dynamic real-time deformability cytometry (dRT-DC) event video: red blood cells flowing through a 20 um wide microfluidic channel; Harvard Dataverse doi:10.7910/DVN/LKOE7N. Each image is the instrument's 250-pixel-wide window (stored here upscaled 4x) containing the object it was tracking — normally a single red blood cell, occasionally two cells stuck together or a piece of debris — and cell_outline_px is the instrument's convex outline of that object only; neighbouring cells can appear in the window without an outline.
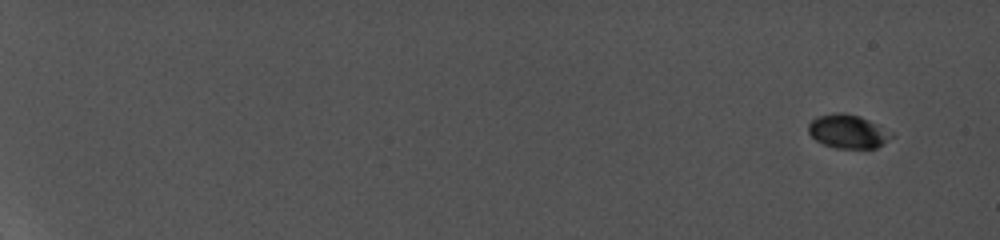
{"species": "common noctule bat (a hibernating species)", "species_latin": "Nyctalus noctula", "temperature_condition": "cold", "stored_images_in_passage": 52, "camera_frame_rate_fps": 5000, "um_per_image_px": 0.085, "animal": {"sex": "female", "body_mass_g": 19.0, "forearm_length_mm": 56.7}, "frame": {"image": 1, "passage_image": 1, "time_ms": 0.0, "image_size_px": [1000, 240], "cell_outline_px": [[896, 136], [876, 148], [836, 148], [824, 144], [816, 140], [808, 132], [808, 124], [816, 116], [836, 112], [844, 112], [860, 116], [892, 132]], "centroid_in_image_um": [72.08, 11.16], "position_along_channel_um": 12.9, "area_um2": 16.42}}
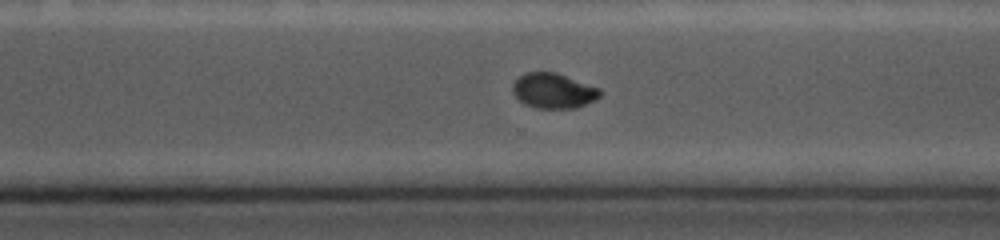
{"frame": {"image": 2, "passage_image": 38, "time_ms": 14.4, "image_size_px": [1000, 240], "cell_outline_px": [[604, 92], [596, 100], [576, 108], [536, 108], [524, 104], [512, 92], [512, 84], [524, 72], [556, 72], [600, 88]], "centroid_in_image_um": [47.07, 7.71], "position_along_channel_um": 323.5, "area_um2": 18.03}}
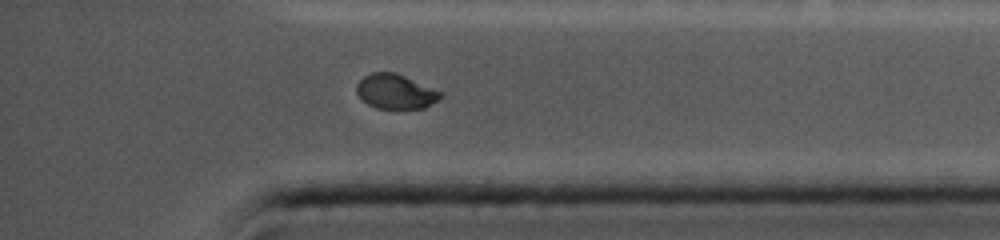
{"frame": {"image": 3, "passage_image": 47, "time_ms": 16.4, "image_size_px": [1000, 240], "cell_outline_px": [[444, 96], [424, 108], [376, 108], [368, 104], [356, 92], [356, 84], [364, 76], [372, 72], [396, 72], [444, 92]], "centroid_in_image_um": [33.65, 7.76], "position_along_channel_um": 401.5, "area_um2": 16.99}, "authors_computed_cell_mechanics": {"area_um2": 18.0625, "velocity_mm_per_s": 3.8334, "shape_relaxation_time_tau1_ms": 10.4852, "shape_relaxation_time_tau2_ms": null, "deformation_change_tau1": 0.2073, "deformation_change_tau2": null}}